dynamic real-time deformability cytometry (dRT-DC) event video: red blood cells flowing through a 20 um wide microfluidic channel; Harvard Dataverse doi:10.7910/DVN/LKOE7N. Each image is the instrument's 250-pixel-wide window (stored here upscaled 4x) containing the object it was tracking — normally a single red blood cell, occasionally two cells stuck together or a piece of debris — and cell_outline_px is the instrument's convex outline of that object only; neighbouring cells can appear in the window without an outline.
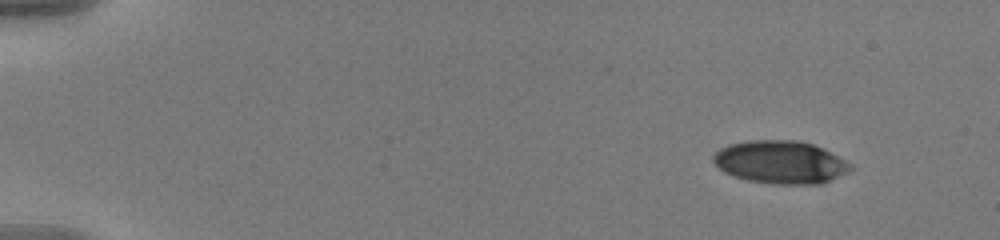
{"species": "human", "species_latin": "Homo sapiens", "temperature_condition": "warm", "stored_images_in_passage": 52, "camera_frame_rate_fps": 3000, "um_per_image_px": 0.085, "donor": {"sex": "male"}, "frame": {"image": 1, "passage_image": 1, "time_ms": 0.0, "image_size_px": [1000, 240], "cell_outline_px": [[852, 168], [848, 172], [820, 184], [772, 184], [748, 180], [732, 176], [724, 172], [712, 160], [712, 156], [720, 148], [728, 144], [748, 140], [796, 140], [812, 144], [852, 164]], "centroid_in_image_um": [66.29, 13.79], "position_along_channel_um": 18.7, "area_um2": 34.1}}
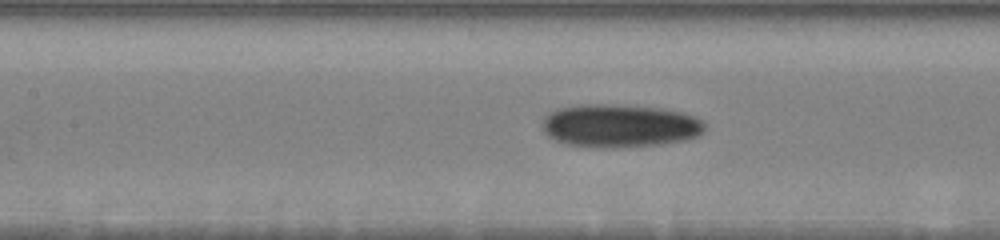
{"frame": {"image": 2, "passage_image": 23, "time_ms": 7.333, "image_size_px": [1000, 240], "cell_outline_px": [[704, 128], [696, 136], [684, 140], [660, 144], [604, 148], [568, 144], [556, 140], [548, 136], [544, 132], [540, 124], [544, 116], [548, 112], [560, 108], [580, 104], [612, 104], [664, 108], [684, 112], [704, 120]], "centroid_in_image_um": [52.64, 10.67], "position_along_channel_um": 154.8, "area_um2": 40.98}}
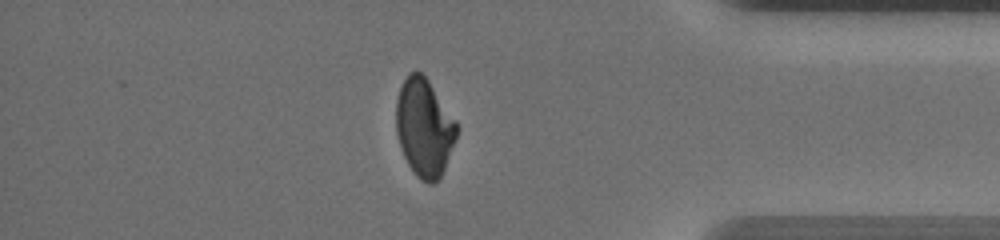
{"frame": {"image": 3, "passage_image": 45, "time_ms": 14.667, "image_size_px": [1000, 240], "cell_outline_px": [[460, 128], [440, 180], [432, 184], [428, 184], [420, 180], [416, 176], [408, 164], [400, 148], [396, 132], [396, 100], [400, 88], [408, 72], [416, 68], [428, 80], [456, 120]], "centroid_in_image_um": [36.07, 10.86], "position_along_channel_um": 399.1, "area_um2": 35.03}, "authors_computed_cell_mechanics": {"area_um2": 36.6452, "velocity_mm_per_s": 3.6186, "shape_relaxation_time_tau1_ms": 7.1119, "shape_relaxation_time_tau2_ms": 3.4929, "deformation_change_tau1": 0.1803, "deformation_change_tau2": 0.091}}